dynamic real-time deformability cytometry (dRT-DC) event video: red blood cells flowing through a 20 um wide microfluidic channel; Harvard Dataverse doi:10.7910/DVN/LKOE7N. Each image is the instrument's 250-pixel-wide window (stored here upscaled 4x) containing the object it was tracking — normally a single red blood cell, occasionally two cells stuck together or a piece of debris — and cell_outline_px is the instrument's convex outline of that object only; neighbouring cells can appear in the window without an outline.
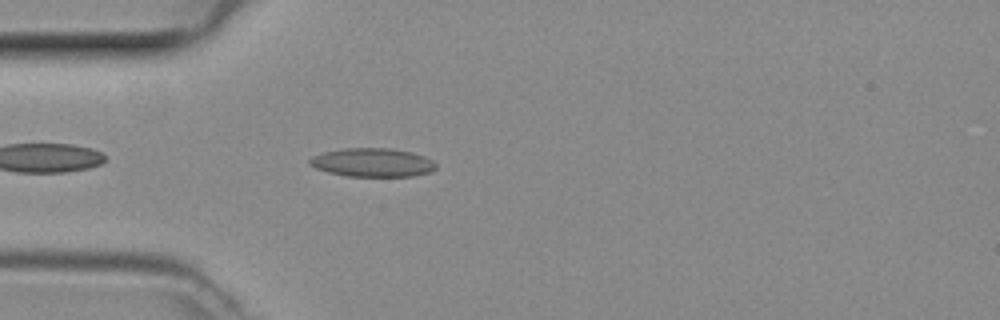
{"species": "common noctule bat (a hibernating species)", "species_latin": "Nyctalus noctula", "temperature_condition": "room temperature", "stored_images_in_passage": 6, "camera_frame_rate_fps": 3000, "um_per_image_px": 0.085, "animal": {"sex": "female", "body_mass_g": 29.2, "forearm_length_mm": 56.3}, "frame": {"image": 1, "passage_image": 2, "time_ms": 0.333, "image_size_px": [1000, 320], "cell_outline_px": [[436, 168], [432, 172], [412, 176], [348, 176], [328, 172], [316, 168], [308, 164], [308, 160], [312, 156], [324, 152], [344, 148], [392, 148], [412, 152], [424, 156], [432, 160], [436, 164]], "centroid_in_image_um": [31.67, 13.81], "position_along_channel_um": 53.3, "area_um2": 21.15}}
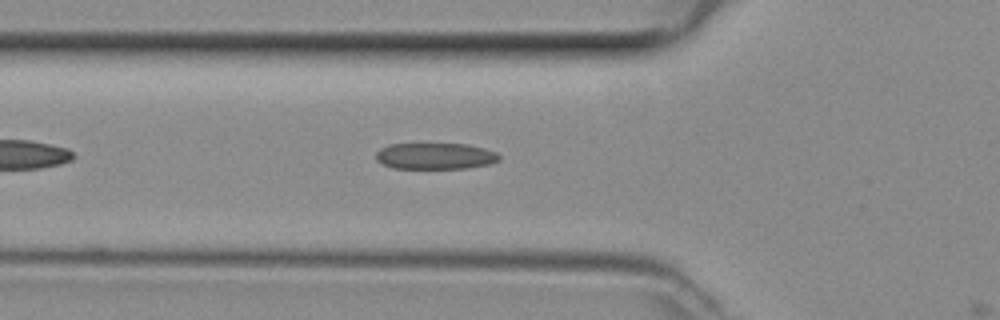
{"frame": {"image": 2, "passage_image": 5, "time_ms": 1.333, "image_size_px": [1000, 320], "cell_outline_px": [[500, 160], [488, 164], [468, 168], [392, 168], [376, 160], [376, 152], [380, 148], [388, 144], [468, 144], [484, 148], [496, 152], [500, 156]], "centroid_in_image_um": [36.99, 13.26], "position_along_channel_um": 88.8, "area_um2": 18.9}}